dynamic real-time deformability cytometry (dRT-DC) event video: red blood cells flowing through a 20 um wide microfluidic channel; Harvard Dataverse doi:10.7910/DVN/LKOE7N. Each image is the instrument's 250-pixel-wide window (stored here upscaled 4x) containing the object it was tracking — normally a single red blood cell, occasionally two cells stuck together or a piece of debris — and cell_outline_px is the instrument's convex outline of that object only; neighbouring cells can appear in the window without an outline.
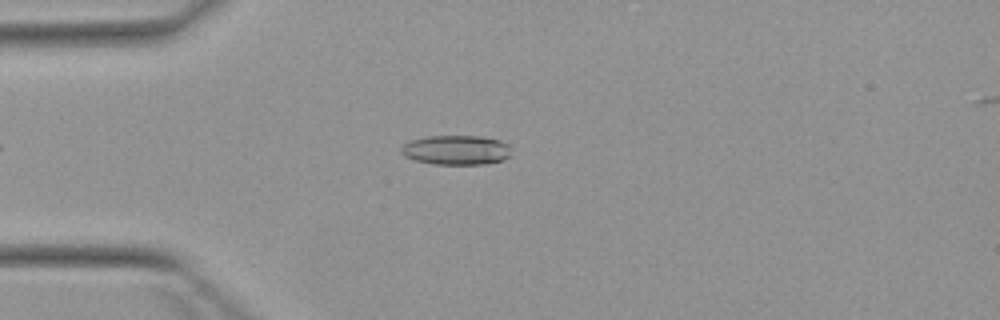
{"species": "Egyptian fruit bat (a non-hibernating species)", "species_latin": "Rousettus aegyptiacus", "temperature_condition": "warm", "stored_images_in_passage": 4, "camera_frame_rate_fps": 3000, "um_per_image_px": 0.085, "animal": {"sex": "female"}, "frame": {"image": 1, "passage_image": 4, "time_ms": 3.667, "image_size_px": [1000, 320], "cell_outline_px": [[512, 156], [504, 160], [484, 164], [432, 164], [416, 160], [404, 156], [400, 152], [400, 148], [408, 140], [428, 136], [480, 136], [500, 140], [508, 144]], "centroid_in_image_um": [38.78, 12.75], "position_along_channel_um": 46.2, "area_um2": 19.19}}